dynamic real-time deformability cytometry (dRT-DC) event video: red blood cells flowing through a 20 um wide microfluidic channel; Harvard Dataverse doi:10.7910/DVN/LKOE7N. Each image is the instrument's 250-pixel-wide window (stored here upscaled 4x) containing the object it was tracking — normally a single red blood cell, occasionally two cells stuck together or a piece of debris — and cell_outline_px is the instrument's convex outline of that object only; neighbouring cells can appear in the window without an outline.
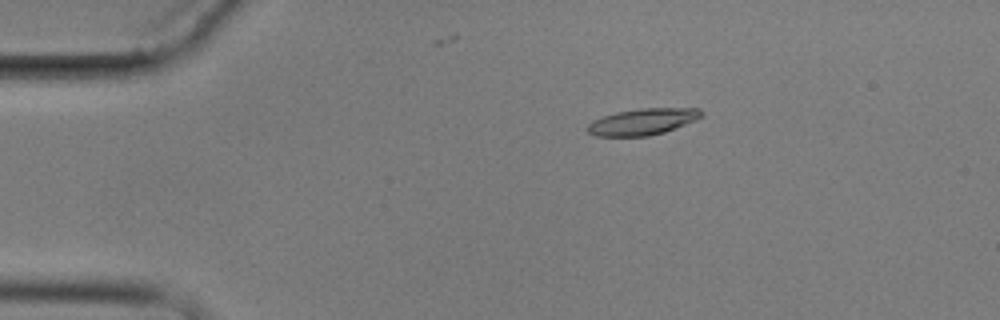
{"species": "common noctule bat (a hibernating species)", "species_latin": "Nyctalus noctula", "temperature_condition": "cold", "stored_images_in_passage": 5, "camera_frame_rate_fps": 3000, "um_per_image_px": 0.085, "animal": {"sex": "male", "body_mass_g": 17.9}, "frame": {"image": 1, "passage_image": 3, "time_ms": 2.333, "image_size_px": [1000, 320], "cell_outline_px": [[704, 116], [696, 120], [664, 132], [648, 136], [596, 136], [588, 132], [584, 128], [592, 120], [616, 112], [640, 108], [700, 108], [704, 112]], "centroid_in_image_um": [54.63, 10.34], "position_along_channel_um": 30.4, "area_um2": 17.69}}